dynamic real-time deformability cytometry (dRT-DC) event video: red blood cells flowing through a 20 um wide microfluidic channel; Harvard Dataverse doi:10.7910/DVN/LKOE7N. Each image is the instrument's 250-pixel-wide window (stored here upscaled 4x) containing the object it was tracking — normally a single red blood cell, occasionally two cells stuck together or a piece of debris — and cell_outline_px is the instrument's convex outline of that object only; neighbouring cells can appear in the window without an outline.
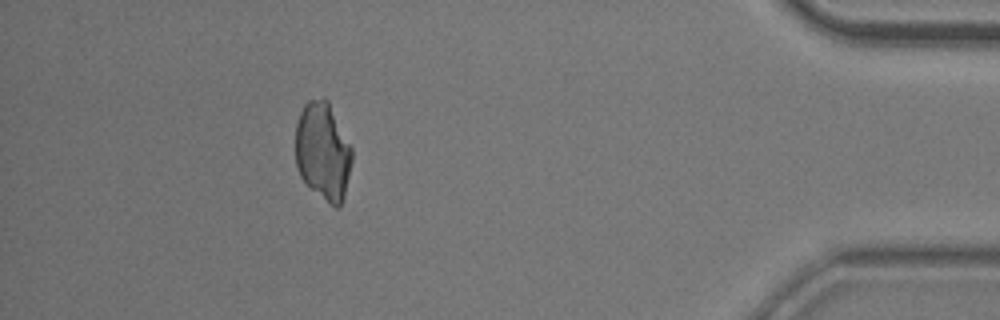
{"species": "common noctule bat (a hibernating species)", "species_latin": "Nyctalus noctula", "temperature_condition": "room temperature", "stored_images_in_passage": 48, "camera_frame_rate_fps": 3000, "um_per_image_px": 0.085, "animal": {"sex": "male", "body_mass_g": 20.5, "forearm_length_mm": 52.5}, "frame": {"image": 1, "passage_image": 43, "time_ms": 14.0, "image_size_px": [1000, 320], "cell_outline_px": [[352, 160], [344, 196], [340, 208], [336, 208], [312, 188], [300, 176], [296, 168], [296, 124], [300, 112], [304, 104], [308, 100], [324, 96], [328, 100], [352, 148]], "centroid_in_image_um": [27.45, 12.81], "position_along_channel_um": 407.8, "area_um2": 32.08}}